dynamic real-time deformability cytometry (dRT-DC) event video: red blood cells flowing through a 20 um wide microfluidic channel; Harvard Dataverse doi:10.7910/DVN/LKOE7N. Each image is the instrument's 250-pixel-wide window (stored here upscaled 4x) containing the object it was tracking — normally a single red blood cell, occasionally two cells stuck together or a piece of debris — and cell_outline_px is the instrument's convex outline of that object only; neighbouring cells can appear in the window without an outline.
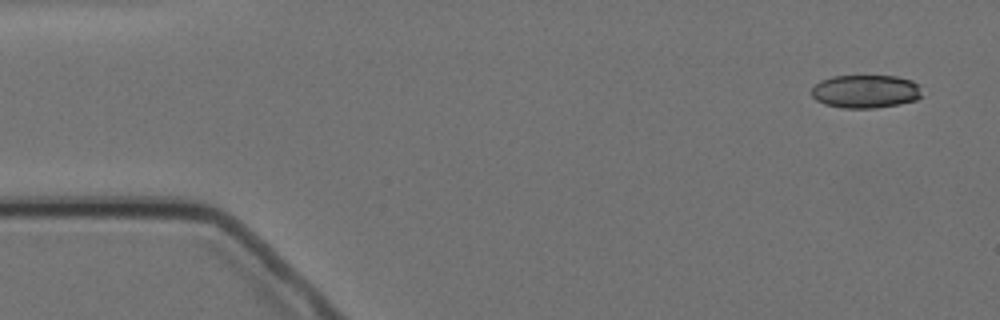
{"species": "Egyptian fruit bat (a non-hibernating species)", "species_latin": "Rousettus aegyptiacus", "temperature_condition": "cold", "stored_images_in_passage": 10, "camera_frame_rate_fps": 3000, "um_per_image_px": 0.085, "animal": {"sex": "female"}, "frame": {"image": 1, "passage_image": 1, "time_ms": 0.0, "image_size_px": [1000, 320], "cell_outline_px": [[924, 96], [916, 100], [900, 104], [876, 108], [844, 108], [824, 104], [816, 100], [812, 96], [812, 88], [820, 80], [832, 76], [896, 76], [912, 80], [920, 84]], "centroid_in_image_um": [73.63, 7.77], "position_along_channel_um": 11.4, "area_um2": 21.73}}
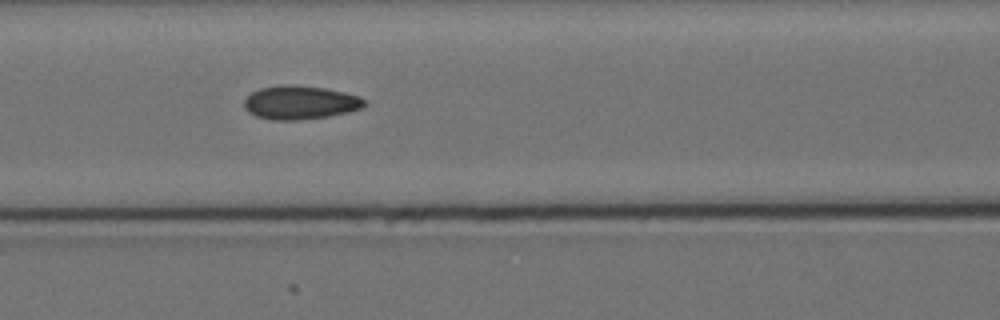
{"frame": {"image": 2, "passage_image": 6, "time_ms": 6.667, "image_size_px": [1000, 320], "cell_outline_px": [[368, 104], [360, 108], [348, 112], [328, 116], [300, 120], [272, 120], [256, 116], [248, 112], [244, 108], [244, 100], [252, 92], [260, 88], [280, 84], [296, 84], [324, 88], [344, 92], [360, 96]], "centroid_in_image_um": [25.5, 8.7], "position_along_channel_um": 141.1, "area_um2": 23.76}}
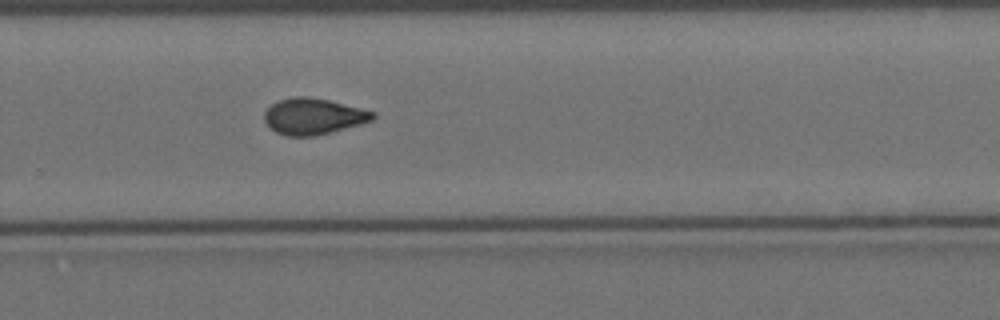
{"frame": {"image": 3, "passage_image": 10, "time_ms": 11.333, "image_size_px": [1000, 320], "cell_outline_px": [[376, 116], [372, 120], [360, 124], [316, 136], [288, 136], [276, 132], [264, 120], [264, 112], [272, 104], [280, 100], [296, 96], [308, 96], [328, 100], [376, 112]], "centroid_in_image_um": [26.64, 9.89], "position_along_channel_um": 303.2, "area_um2": 22.66}}